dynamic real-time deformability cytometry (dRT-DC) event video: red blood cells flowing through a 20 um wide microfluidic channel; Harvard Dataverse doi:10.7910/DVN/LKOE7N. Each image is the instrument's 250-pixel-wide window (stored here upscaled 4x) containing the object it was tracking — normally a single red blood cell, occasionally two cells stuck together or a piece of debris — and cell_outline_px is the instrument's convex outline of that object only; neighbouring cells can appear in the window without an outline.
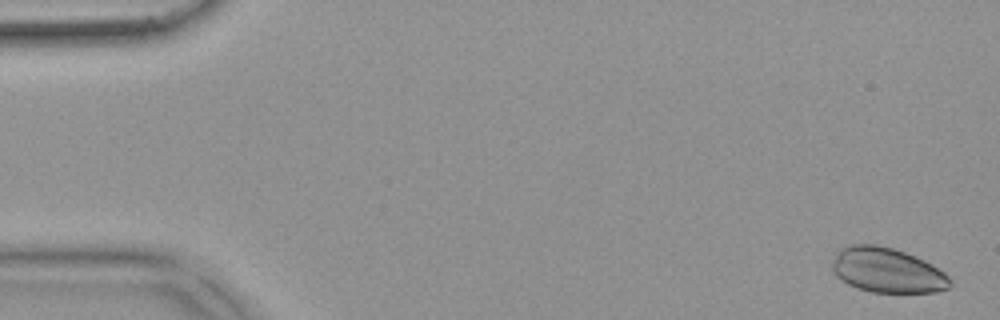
{"species": "common noctule bat (a hibernating species)", "species_latin": "Nyctalus noctula", "temperature_condition": "warm", "stored_images_in_passage": 53, "camera_frame_rate_fps": 3000, "um_per_image_px": 0.085, "animal": {"sex": "female", "body_mass_g": 18.4}, "frame": {"image": 1, "passage_image": 2, "time_ms": 0.333, "image_size_px": [1000, 320], "cell_outline_px": [[952, 284], [948, 288], [936, 292], [872, 292], [856, 288], [848, 284], [836, 276], [832, 272], [832, 260], [836, 252], [840, 248], [852, 244], [876, 244], [892, 248], [904, 252], [924, 260], [932, 264], [944, 272], [952, 280]], "centroid_in_image_um": [75.39, 22.97], "position_along_channel_um": 9.6, "area_um2": 30.98}}
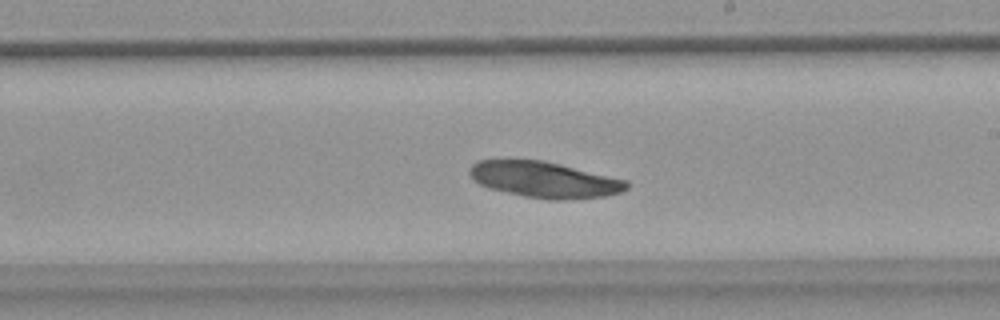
{"frame": {"image": 2, "passage_image": 31, "time_ms": 10.0, "image_size_px": [1000, 320], "cell_outline_px": [[628, 188], [624, 192], [608, 196], [560, 200], [548, 200], [524, 196], [488, 188], [472, 180], [468, 172], [468, 168], [476, 160], [544, 160], [628, 180]], "centroid_in_image_um": [46.28, 15.27], "position_along_channel_um": 242.7, "area_um2": 33.29}}
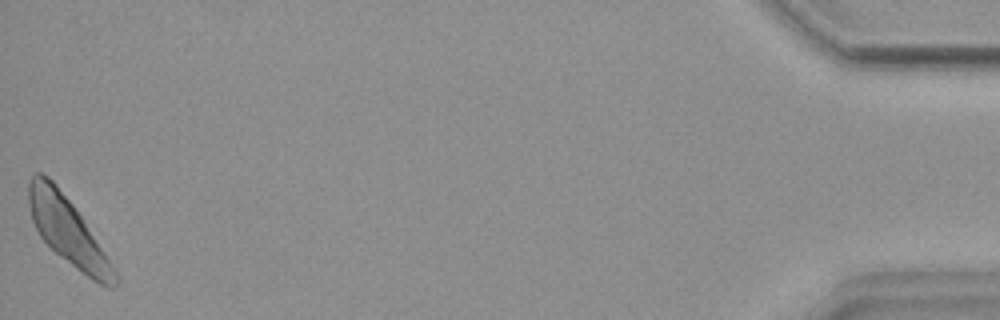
{"frame": {"image": 3, "passage_image": 53, "time_ms": 17.333, "image_size_px": [1000, 320], "cell_outline_px": [[120, 280], [116, 284], [108, 288], [92, 280], [80, 272], [60, 256], [40, 236], [32, 220], [28, 204], [28, 180], [36, 172], [40, 172], [48, 176], [56, 184], [76, 208], [84, 220], [116, 272]], "centroid_in_image_um": [5.74, 19.61], "position_along_channel_um": 429.5, "area_um2": 33.29}}